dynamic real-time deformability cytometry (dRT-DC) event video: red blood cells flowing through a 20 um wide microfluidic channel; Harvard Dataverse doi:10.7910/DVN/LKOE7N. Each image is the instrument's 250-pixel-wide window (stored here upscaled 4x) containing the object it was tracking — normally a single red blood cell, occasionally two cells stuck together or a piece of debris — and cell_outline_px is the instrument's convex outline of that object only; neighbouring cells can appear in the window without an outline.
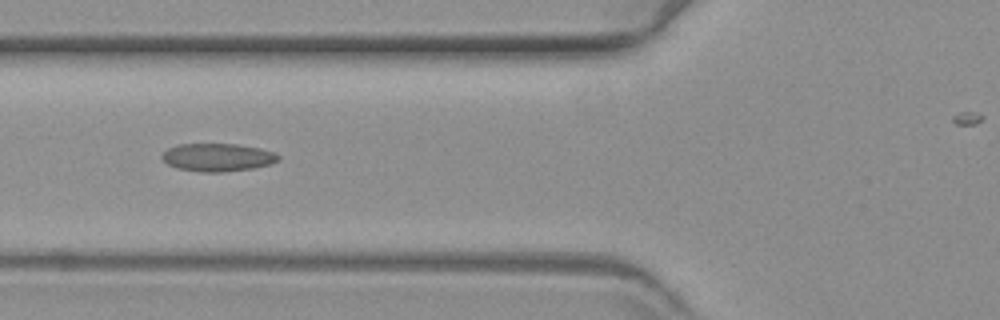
{"species": "common noctule bat (a hibernating species)", "species_latin": "Nyctalus noctula", "temperature_condition": "warm", "stored_images_in_passage": 36, "camera_frame_rate_fps": 3000, "um_per_image_px": 0.085, "animal": {"sex": "female", "body_mass_g": 19.3, "forearm_length_mm": 54.1}, "frame": {"image": 1, "passage_image": 6, "time_ms": 1.667, "image_size_px": [1000, 320], "cell_outline_px": [[280, 160], [272, 164], [252, 168], [224, 172], [200, 172], [176, 168], [168, 164], [160, 156], [168, 148], [176, 144], [236, 144], [260, 148], [272, 152], [280, 156]], "centroid_in_image_um": [18.49, 13.38], "position_along_channel_um": 107.3, "area_um2": 19.02}}
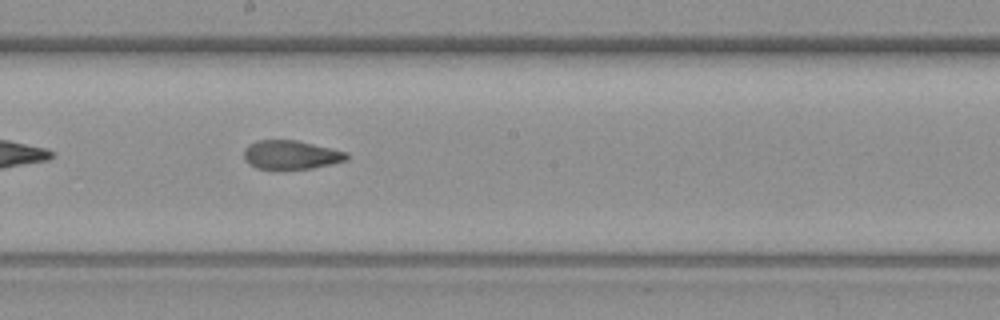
{"frame": {"image": 2, "passage_image": 16, "time_ms": 5.0, "image_size_px": [1000, 320], "cell_outline_px": [[348, 160], [332, 164], [312, 168], [256, 168], [248, 164], [244, 160], [244, 148], [248, 144], [256, 140], [296, 140], [348, 152]], "centroid_in_image_um": [24.72, 13.15], "position_along_channel_um": 223.5, "area_um2": 17.22}}
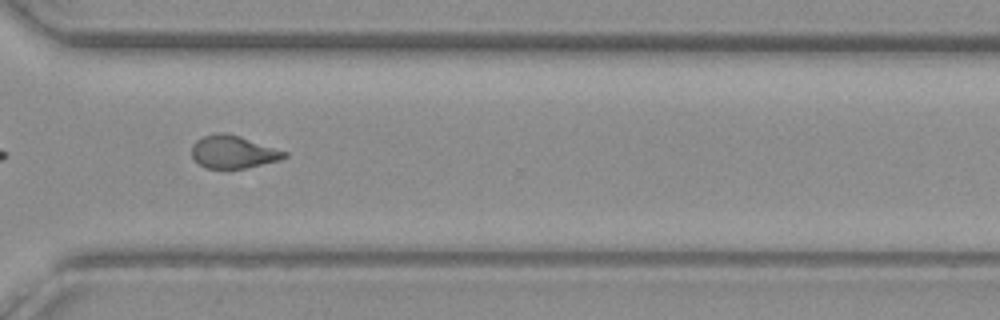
{"frame": {"image": 3, "passage_image": 27, "time_ms": 8.667, "image_size_px": [1000, 320], "cell_outline_px": [[288, 156], [280, 160], [244, 168], [204, 168], [192, 156], [192, 144], [196, 140], [204, 136], [216, 132], [228, 132], [288, 152]], "centroid_in_image_um": [19.82, 12.9], "position_along_channel_um": 350.8, "area_um2": 17.69}}